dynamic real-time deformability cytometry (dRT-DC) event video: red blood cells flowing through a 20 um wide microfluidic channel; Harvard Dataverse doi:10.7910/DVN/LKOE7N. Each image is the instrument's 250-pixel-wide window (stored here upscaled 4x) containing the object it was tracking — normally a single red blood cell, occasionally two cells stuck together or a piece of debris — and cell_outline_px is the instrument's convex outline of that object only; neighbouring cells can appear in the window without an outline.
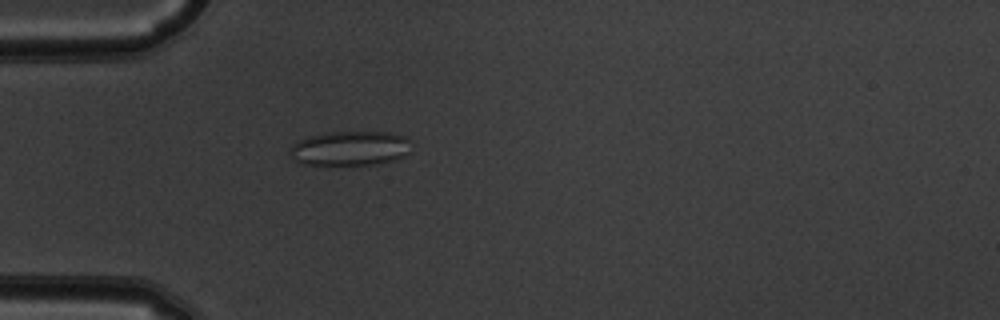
{"species": "common noctule bat (a hibernating species)", "species_latin": "Nyctalus noctula", "temperature_condition": "warm", "stored_images_in_passage": 53, "camera_frame_rate_fps": 3000, "um_per_image_px": 0.085, "animal": {"sex": "male", "body_mass_g": 19.5, "forearm_length_mm": 54.6}, "frame": {"image": 1, "passage_image": 16, "time_ms": 5.0, "image_size_px": [1000, 320], "cell_outline_px": [[408, 152], [404, 156], [396, 160], [376, 164], [304, 164], [292, 160], [288, 152], [292, 144], [308, 136], [324, 132], [388, 132], [404, 136], [408, 140]], "centroid_in_image_um": [29.7, 12.6], "position_along_channel_um": 55.3, "area_um2": 24.39}}
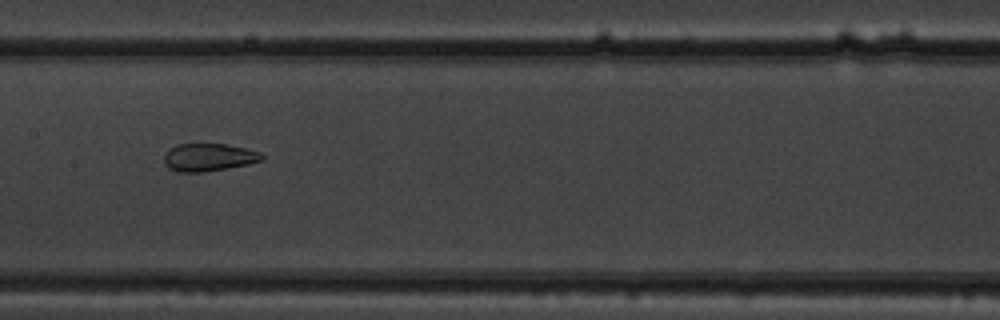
{"frame": {"image": 2, "passage_image": 27, "time_ms": 8.667, "image_size_px": [1000, 320], "cell_outline_px": [[264, 160], [248, 164], [228, 168], [204, 172], [176, 172], [168, 168], [164, 164], [164, 156], [176, 144], [224, 144], [244, 148], [260, 152], [264, 156]], "centroid_in_image_um": [17.74, 13.38], "position_along_channel_um": 189.7, "area_um2": 15.78}}
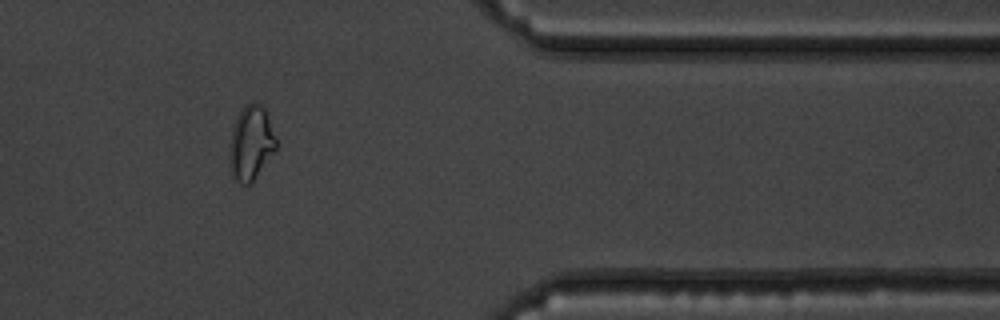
{"frame": {"image": 3, "passage_image": 44, "time_ms": 14.333, "image_size_px": [1000, 320], "cell_outline_px": [[276, 148], [252, 184], [240, 184], [232, 176], [228, 156], [232, 128], [244, 104], [252, 100], [256, 100], [264, 108], [276, 140]], "centroid_in_image_um": [21.3, 12.17], "position_along_channel_um": 390.1, "area_um2": 20.23}, "authors_computed_cell_mechanics": {"area_um2": 20.6346, "velocity_mm_per_s": 3.8586, "shape_relaxation_time_tau1_ms": null, "shape_relaxation_time_tau2_ms": 1.2059, "deformation_change_tau1": null, "deformation_change_tau2": 0.0675}}